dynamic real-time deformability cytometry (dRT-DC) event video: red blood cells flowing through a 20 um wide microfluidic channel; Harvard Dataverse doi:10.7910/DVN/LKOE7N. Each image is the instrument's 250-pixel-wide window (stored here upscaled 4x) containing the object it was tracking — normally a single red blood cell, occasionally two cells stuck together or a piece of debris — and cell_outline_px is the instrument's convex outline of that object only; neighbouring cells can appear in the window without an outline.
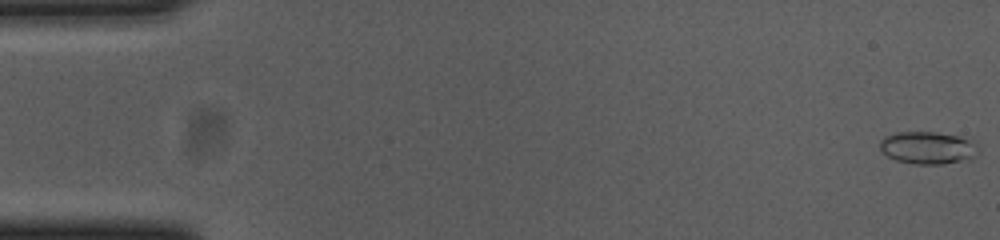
{"species": "common noctule bat (a hibernating species)", "species_latin": "Nyctalus noctula", "temperature_condition": "cold", "stored_images_in_passage": 17, "camera_frame_rate_fps": 3000, "um_per_image_px": 0.085, "animal": {"sex": "female", "body_mass_g": 23.0, "forearm_length_mm": 53.4}, "frame": {"image": 1, "passage_image": 1, "time_ms": 0.0, "image_size_px": [1000, 240], "cell_outline_px": [[980, 152], [972, 156], [960, 160], [940, 164], [916, 164], [896, 160], [888, 156], [880, 148], [880, 140], [884, 136], [896, 132], [936, 132], [972, 136], [980, 144]], "centroid_in_image_um": [78.96, 12.51], "position_along_channel_um": 6.0, "area_um2": 19.07}}
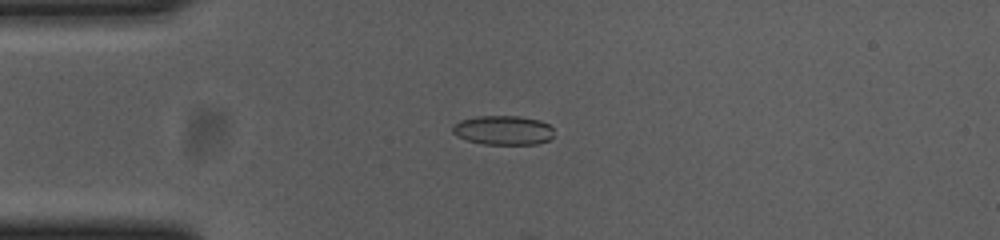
{"frame": {"image": 2, "passage_image": 14, "time_ms": 4.333, "image_size_px": [1000, 240], "cell_outline_px": [[552, 136], [548, 140], [536, 144], [484, 144], [468, 140], [456, 136], [452, 132], [452, 128], [460, 120], [476, 116], [520, 116], [540, 120], [548, 124], [552, 128]], "centroid_in_image_um": [42.76, 11.06], "position_along_channel_um": 42.2, "area_um2": 17.22}}